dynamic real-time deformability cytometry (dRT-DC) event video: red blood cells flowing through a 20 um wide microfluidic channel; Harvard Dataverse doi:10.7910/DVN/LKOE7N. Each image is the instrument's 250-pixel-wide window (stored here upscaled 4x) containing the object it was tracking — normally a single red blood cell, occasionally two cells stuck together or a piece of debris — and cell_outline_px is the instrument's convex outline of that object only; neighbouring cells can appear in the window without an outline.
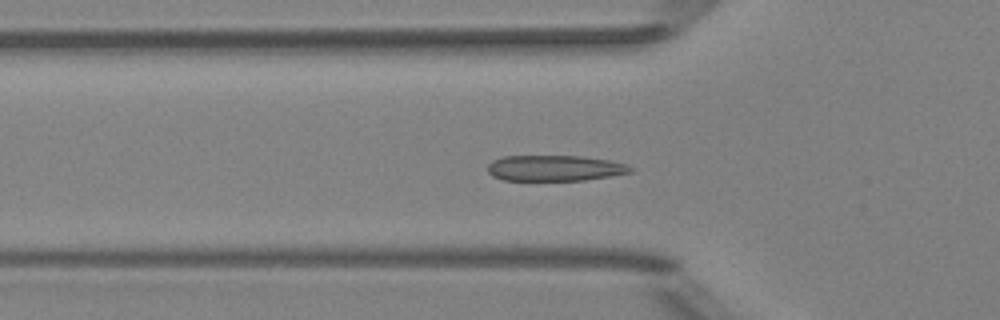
{"species": "Egyptian fruit bat (a non-hibernating species)", "species_latin": "Rousettus aegyptiacus", "temperature_condition": "room temperature", "stored_images_in_passage": 46, "camera_frame_rate_fps": 3000, "um_per_image_px": 0.085, "animal": {"sex": "female"}, "frame": {"image": 1, "passage_image": 11, "time_ms": 3.333, "image_size_px": [1000, 320], "cell_outline_px": [[632, 172], [612, 176], [584, 180], [504, 180], [492, 176], [488, 172], [488, 164], [492, 160], [504, 156], [580, 156], [608, 160], [628, 164], [632, 168]], "centroid_in_image_um": [47.15, 14.29], "position_along_channel_um": 78.6, "area_um2": 21.44}}
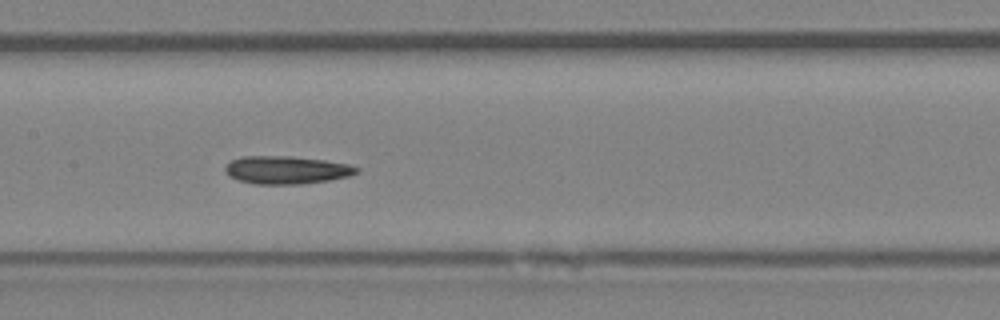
{"frame": {"image": 2, "passage_image": 19, "time_ms": 6.0, "image_size_px": [1000, 320], "cell_outline_px": [[360, 172], [348, 176], [328, 180], [300, 184], [256, 184], [240, 180], [228, 176], [224, 172], [224, 168], [232, 160], [240, 156], [292, 156], [324, 160], [348, 164], [360, 168]], "centroid_in_image_um": [24.34, 14.44], "position_along_channel_um": 183.1, "area_um2": 21.39}}
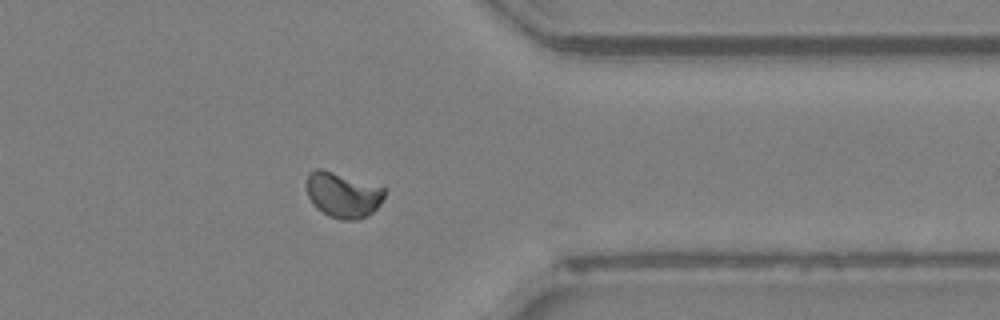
{"frame": {"image": 3, "passage_image": 35, "time_ms": 11.333, "image_size_px": [1000, 320], "cell_outline_px": [[384, 196], [380, 204], [372, 212], [356, 220], [340, 220], [328, 216], [316, 208], [312, 204], [308, 196], [304, 184], [308, 176], [316, 168], [320, 168], [384, 188]], "centroid_in_image_um": [29.08, 16.58], "position_along_channel_um": 382.3, "area_um2": 20.4}, "authors_computed_cell_mechanics": {"area_um2": 20.8658, "velocity_mm_per_s": 3.9241, "shape_relaxation_time_tau1_ms": 1.7647, "shape_relaxation_time_tau2_ms": 1.1361, "deformation_change_tau1": 0.0651, "deformation_change_tau2": 0.0531}}